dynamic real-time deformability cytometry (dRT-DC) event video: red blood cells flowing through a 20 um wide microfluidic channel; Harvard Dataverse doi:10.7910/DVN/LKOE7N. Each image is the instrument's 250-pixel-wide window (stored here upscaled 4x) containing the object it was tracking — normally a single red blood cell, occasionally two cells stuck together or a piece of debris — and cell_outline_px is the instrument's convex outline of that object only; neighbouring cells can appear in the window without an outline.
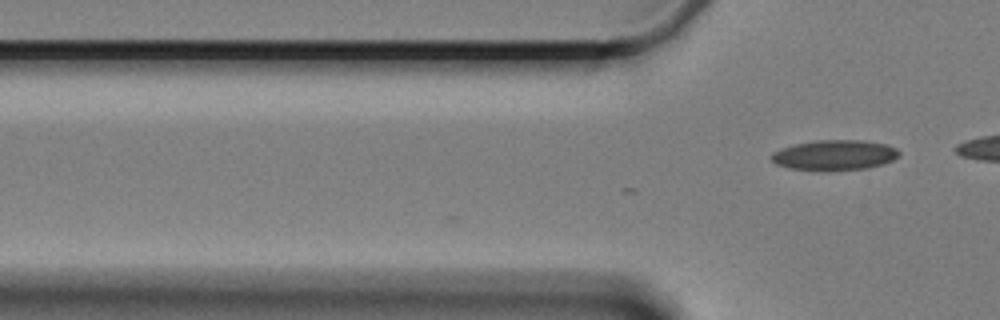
{"species": "Egyptian fruit bat (a non-hibernating species)", "species_latin": "Rousettus aegyptiacus", "temperature_condition": "cold", "stored_images_in_passage": 3, "camera_frame_rate_fps": 3000, "um_per_image_px": 0.085, "animal": {"sex": "female"}, "frame": {"image": 1, "passage_image": 3, "time_ms": 2.333, "image_size_px": [1000, 320], "cell_outline_px": [[900, 156], [884, 164], [868, 168], [788, 168], [776, 164], [768, 156], [772, 152], [780, 148], [796, 144], [816, 140], [864, 140], [884, 144], [896, 148], [900, 152]], "centroid_in_image_um": [70.94, 13.14], "position_along_channel_um": 54.9, "area_um2": 21.85}}